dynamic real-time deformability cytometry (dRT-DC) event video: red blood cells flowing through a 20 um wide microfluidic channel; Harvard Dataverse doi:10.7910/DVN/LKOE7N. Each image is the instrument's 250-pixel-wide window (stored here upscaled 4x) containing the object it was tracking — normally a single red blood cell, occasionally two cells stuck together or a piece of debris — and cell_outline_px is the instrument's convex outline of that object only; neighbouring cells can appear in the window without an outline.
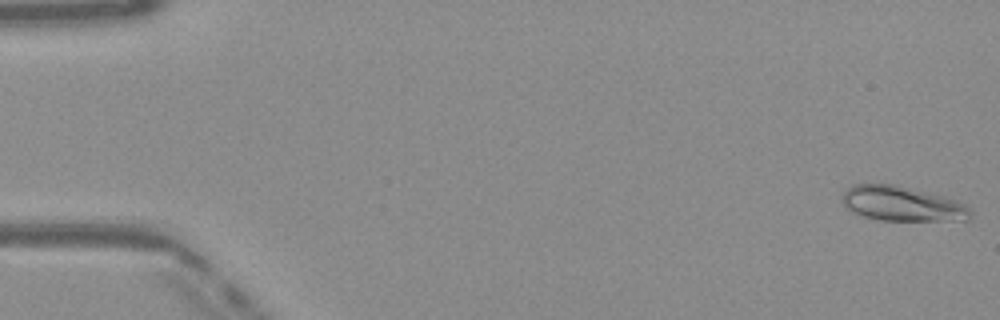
{"species": "Egyptian fruit bat (a non-hibernating species)", "species_latin": "Rousettus aegyptiacus", "temperature_condition": "warm", "stored_images_in_passage": 49, "camera_frame_rate_fps": 3000, "um_per_image_px": 0.085, "frame": {"image": 1, "passage_image": 1, "time_ms": 0.0, "image_size_px": [1000, 320], "cell_outline_px": [[972, 212], [968, 220], [880, 220], [864, 216], [852, 212], [844, 204], [840, 196], [852, 184], [892, 184], [940, 196], [964, 204]], "centroid_in_image_um": [76.62, 17.32], "position_along_channel_um": 8.4, "area_um2": 25.43}}
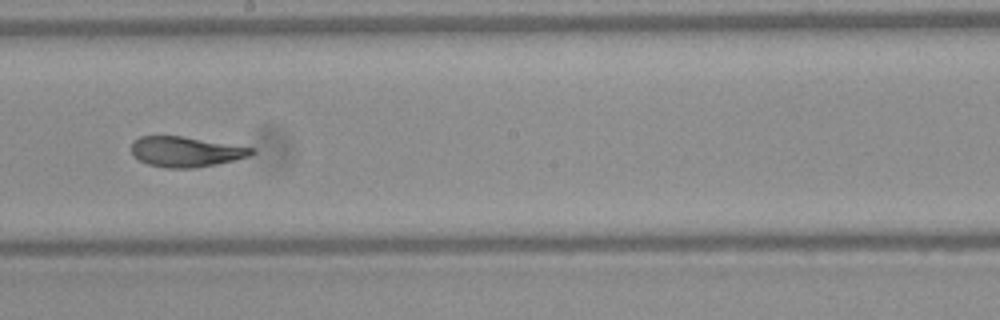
{"frame": {"image": 2, "passage_image": 28, "time_ms": 9.0, "image_size_px": [1000, 320], "cell_outline_px": [[256, 152], [248, 156], [236, 160], [216, 164], [192, 168], [168, 168], [148, 164], [132, 156], [132, 140], [140, 136], [184, 136], [256, 148]], "centroid_in_image_um": [15.81, 12.88], "position_along_channel_um": 232.4, "area_um2": 21.33}}
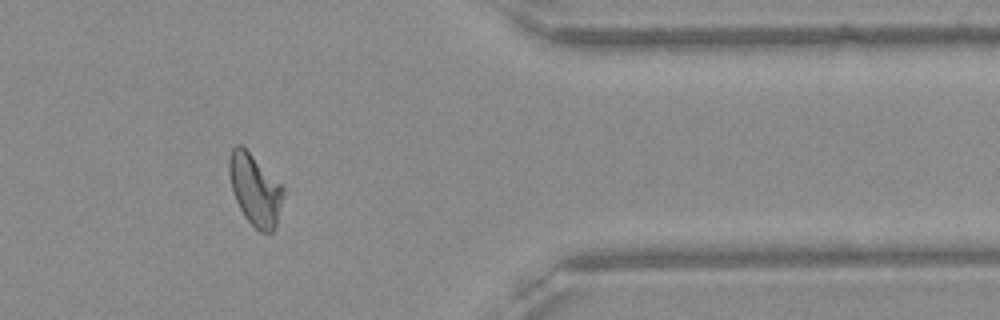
{"frame": {"image": 3, "passage_image": 41, "time_ms": 13.333, "image_size_px": [1000, 320], "cell_outline_px": [[284, 196], [276, 224], [272, 232], [260, 232], [244, 216], [232, 192], [228, 172], [228, 160], [232, 148], [236, 144], [240, 144], [284, 188]], "centroid_in_image_um": [21.65, 16.14], "position_along_channel_um": 389.7, "area_um2": 22.08}, "authors_computed_cell_mechanics": {"area_um2": 22.3108, "velocity_mm_per_s": 4.0896, "shape_relaxation_time_tau1_ms": 4.8328, "shape_relaxation_time_tau2_ms": 1.1284, "deformation_change_tau1": 0.173, "deformation_change_tau2": 0.0531}}